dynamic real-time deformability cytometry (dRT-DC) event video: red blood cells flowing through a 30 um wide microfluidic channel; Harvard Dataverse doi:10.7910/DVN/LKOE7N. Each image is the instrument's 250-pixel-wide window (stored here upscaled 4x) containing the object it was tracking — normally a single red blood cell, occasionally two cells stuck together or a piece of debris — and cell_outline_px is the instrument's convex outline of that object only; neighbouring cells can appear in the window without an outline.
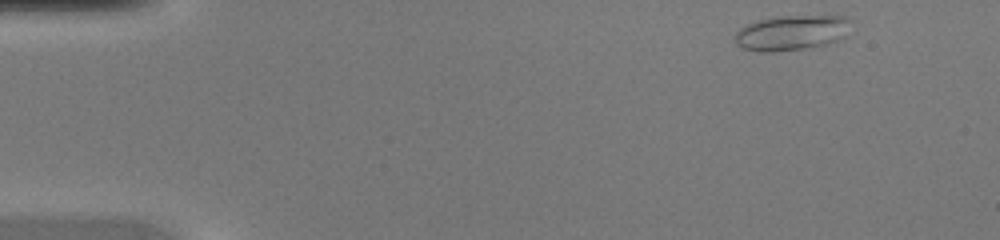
{"species": "common noctule bat (a hibernating species)", "species_latin": "Nyctalus noctula", "temperature_condition": "warm", "stored_images_in_passage": 42, "camera_frame_rate_fps": 3000, "um_per_image_px": 0.085, "animal": {"sex": "female", "body_mass_g": 20.0, "forearm_length_mm": 54.0}, "frame": {"image": 1, "passage_image": 1, "time_ms": 0.0, "image_size_px": [1000, 240], "cell_outline_px": [[848, 20], [844, 36], [836, 40], [824, 44], [804, 48], [772, 52], [760, 52], [744, 48], [736, 44], [736, 32], [740, 28], [748, 24], [760, 20], [780, 16], [848, 16]], "centroid_in_image_um": [67.23, 2.78], "position_along_channel_um": 17.8, "area_um2": 23.06}}
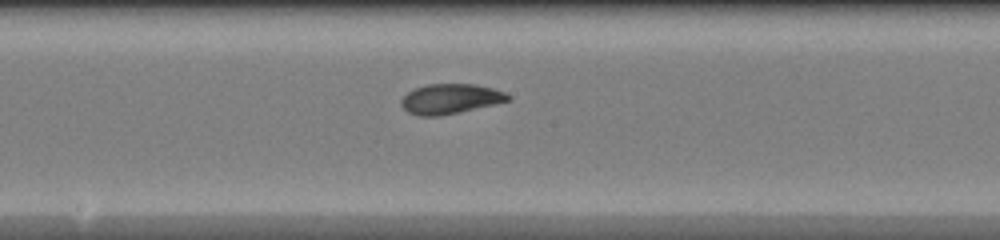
{"frame": {"image": 2, "passage_image": 21, "time_ms": 6.667, "image_size_px": [1000, 240], "cell_outline_px": [[512, 100], [460, 112], [436, 116], [420, 116], [408, 112], [400, 104], [400, 100], [408, 92], [416, 88], [428, 84], [476, 84], [492, 88], [504, 92], [512, 96]], "centroid_in_image_um": [38.3, 8.4], "position_along_channel_um": 209.9, "area_um2": 18.61}}
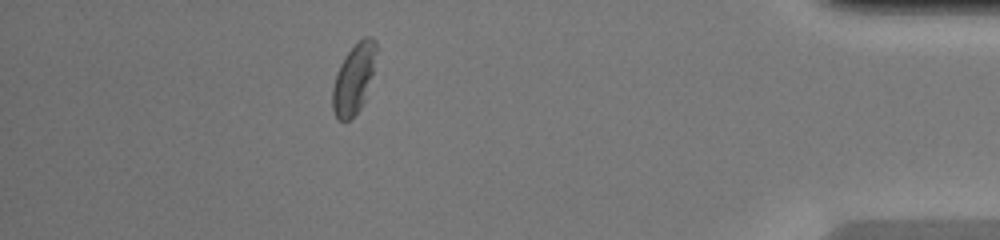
{"frame": {"image": 3, "passage_image": 37, "time_ms": 12.0, "image_size_px": [1000, 240], "cell_outline_px": [[376, 48], [372, 76], [364, 100], [360, 108], [348, 120], [336, 120], [332, 108], [332, 88], [336, 72], [344, 56], [364, 36], [372, 36], [376, 40]], "centroid_in_image_um": [30.04, 6.7], "position_along_channel_um": 405.2, "area_um2": 17.63}}